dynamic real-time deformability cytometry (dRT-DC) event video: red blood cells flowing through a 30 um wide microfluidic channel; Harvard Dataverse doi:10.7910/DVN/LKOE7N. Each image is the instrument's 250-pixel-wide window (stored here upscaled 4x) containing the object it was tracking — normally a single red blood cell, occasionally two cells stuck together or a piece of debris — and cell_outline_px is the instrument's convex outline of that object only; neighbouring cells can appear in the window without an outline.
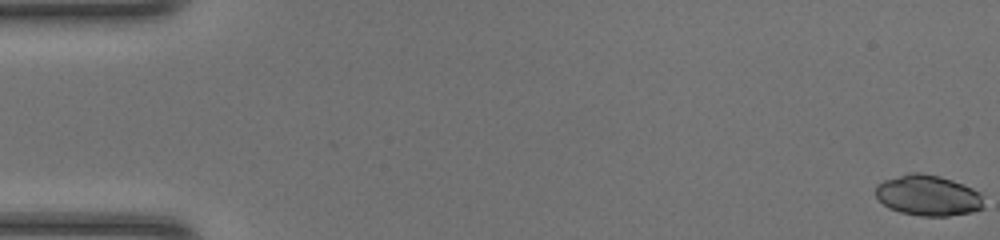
{"species": "common noctule bat (a hibernating species)", "species_latin": "Nyctalus noctula", "temperature_condition": "room temperature", "stored_images_in_passage": 48, "camera_frame_rate_fps": 3000, "um_per_image_px": 0.085, "animal": {"sex": "female", "body_mass_g": 20.0, "forearm_length_mm": 54.0}, "frame": {"image": 1, "passage_image": 1, "time_ms": 0.0, "image_size_px": [1000, 240], "cell_outline_px": [[984, 208], [972, 212], [948, 216], [920, 216], [900, 212], [888, 208], [876, 196], [876, 184], [884, 180], [908, 172], [920, 172], [940, 176], [952, 180], [972, 188], [980, 192]], "centroid_in_image_um": [78.87, 16.61], "position_along_channel_um": 6.1, "area_um2": 25.78}}
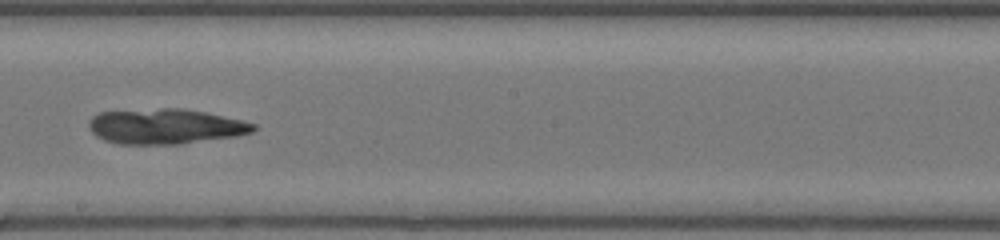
{"frame": {"image": 2, "passage_image": 28, "time_ms": 9.0, "image_size_px": [1000, 240], "cell_outline_px": [[256, 128], [252, 132], [236, 136], [180, 144], [120, 144], [104, 140], [96, 136], [88, 128], [88, 120], [92, 116], [100, 112], [160, 108], [184, 108], [204, 112], [240, 120], [256, 124]], "centroid_in_image_um": [14.01, 10.74], "position_along_channel_um": 234.2, "area_um2": 33.76}}
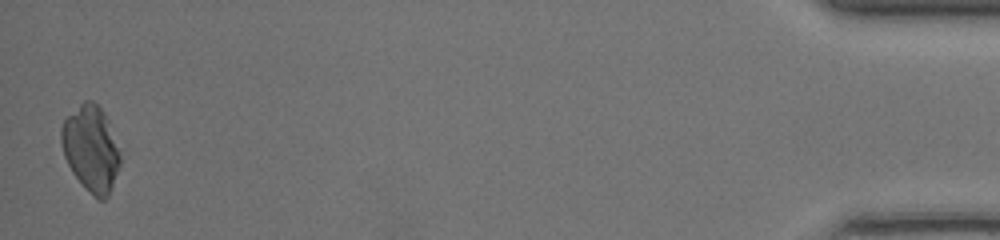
{"frame": {"image": 3, "passage_image": 48, "time_ms": 15.667, "image_size_px": [1000, 240], "cell_outline_px": [[120, 164], [112, 188], [108, 196], [104, 200], [100, 200], [72, 172], [64, 156], [60, 144], [60, 128], [64, 120], [84, 100], [92, 100], [104, 112], [108, 120], [120, 152]], "centroid_in_image_um": [7.73, 12.59], "position_along_channel_um": 427.5, "area_um2": 29.07}}